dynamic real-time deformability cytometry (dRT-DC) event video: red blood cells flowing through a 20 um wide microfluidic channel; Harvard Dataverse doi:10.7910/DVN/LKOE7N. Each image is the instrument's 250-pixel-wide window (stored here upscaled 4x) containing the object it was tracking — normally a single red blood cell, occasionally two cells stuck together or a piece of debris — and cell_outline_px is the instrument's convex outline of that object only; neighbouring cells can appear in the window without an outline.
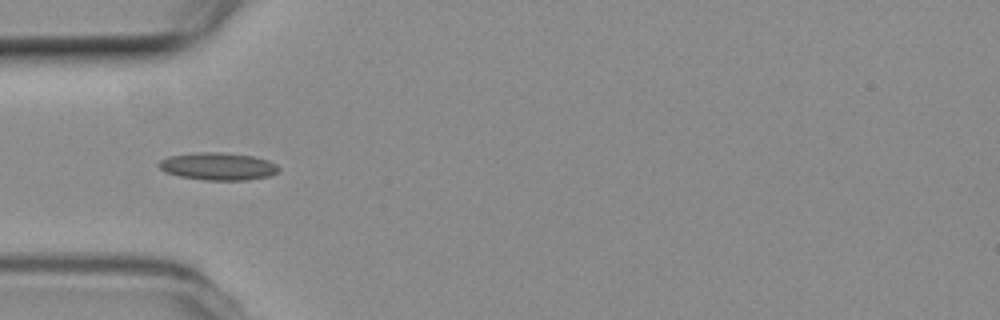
{"species": "common noctule bat (a hibernating species)", "species_latin": "Nyctalus noctula", "temperature_condition": "room temperature", "stored_images_in_passage": 8, "camera_frame_rate_fps": 3000, "um_per_image_px": 0.085, "animal": {"sex": "female", "body_mass_g": 19.3, "forearm_length_mm": 54.1}, "frame": {"image": 1, "passage_image": 3, "time_ms": 0.667, "image_size_px": [1000, 320], "cell_outline_px": [[280, 168], [276, 172], [268, 176], [248, 180], [204, 180], [180, 176], [164, 172], [156, 164], [160, 160], [168, 156], [196, 152], [220, 152], [252, 156], [268, 160], [276, 164]], "centroid_in_image_um": [18.49, 14.13], "position_along_channel_um": 66.5, "area_um2": 19.25}}